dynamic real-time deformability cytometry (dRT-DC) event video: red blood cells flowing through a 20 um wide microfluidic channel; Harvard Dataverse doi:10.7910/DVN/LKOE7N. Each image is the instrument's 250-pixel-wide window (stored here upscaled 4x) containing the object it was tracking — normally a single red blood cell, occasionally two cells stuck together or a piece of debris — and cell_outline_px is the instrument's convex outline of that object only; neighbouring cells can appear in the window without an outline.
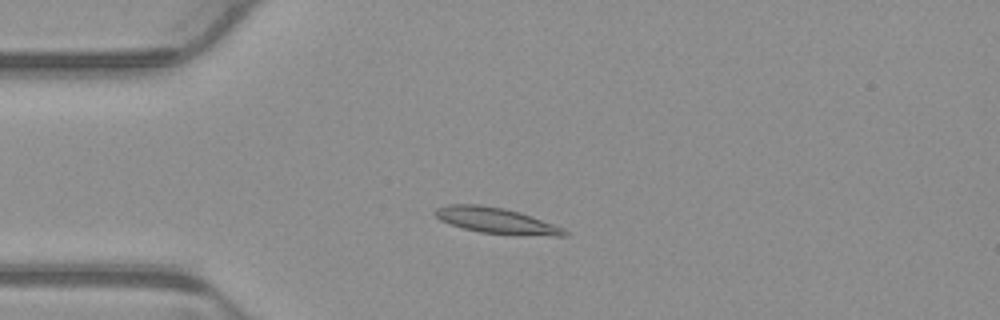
{"species": "common noctule bat (a hibernating species)", "species_latin": "Nyctalus noctula", "temperature_condition": "warm", "stored_images_in_passage": 3, "camera_frame_rate_fps": 3000, "um_per_image_px": 0.085, "animal": {"sex": "male", "body_mass_g": 23.1, "forearm_length_mm": 52.7}, "frame": {"image": 1, "passage_image": 3, "time_ms": 0.667, "image_size_px": [1000, 320], "cell_outline_px": [[568, 236], [552, 236], [480, 232], [464, 228], [440, 220], [432, 212], [436, 208], [448, 204], [480, 204], [504, 208], [520, 212], [564, 228], [568, 232]], "centroid_in_image_um": [42.17, 18.73], "position_along_channel_um": 42.8, "area_um2": 19.25}}